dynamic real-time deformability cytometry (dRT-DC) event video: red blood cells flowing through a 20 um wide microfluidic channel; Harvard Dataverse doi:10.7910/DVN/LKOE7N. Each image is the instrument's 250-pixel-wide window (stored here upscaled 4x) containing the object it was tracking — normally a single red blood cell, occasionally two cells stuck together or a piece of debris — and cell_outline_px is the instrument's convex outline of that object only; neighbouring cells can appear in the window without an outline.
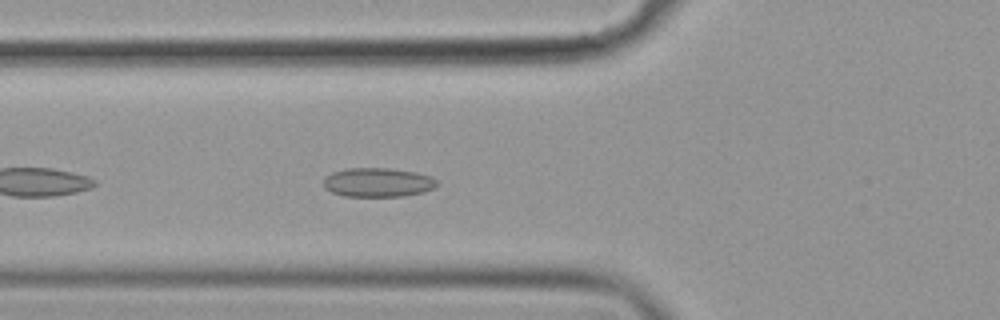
{"species": "common noctule bat (a hibernating species)", "species_latin": "Nyctalus noctula", "temperature_condition": "cold", "stored_images_in_passage": 41, "camera_frame_rate_fps": 3000, "um_per_image_px": 0.085, "animal": {"sex": "female", "body_mass_g": 19.9}, "frame": {"image": 1, "passage_image": 6, "time_ms": 1.667, "image_size_px": [1000, 320], "cell_outline_px": [[436, 184], [432, 188], [424, 192], [404, 196], [344, 196], [332, 192], [324, 188], [324, 176], [332, 172], [348, 168], [388, 168], [416, 172], [432, 176], [436, 180]], "centroid_in_image_um": [32.09, 15.5], "position_along_channel_um": 93.7, "area_um2": 19.25}}
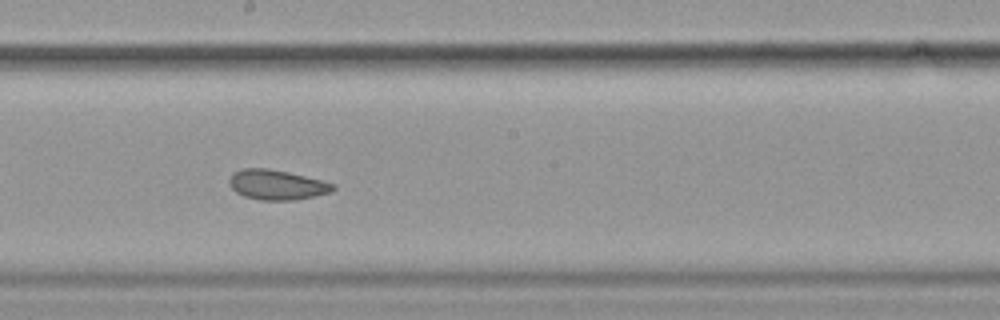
{"frame": {"image": 2, "passage_image": 17, "time_ms": 5.333, "image_size_px": [1000, 320], "cell_outline_px": [[336, 188], [332, 192], [292, 200], [260, 200], [244, 196], [236, 192], [232, 188], [228, 180], [232, 172], [244, 168], [268, 168], [288, 172], [336, 184]], "centroid_in_image_um": [23.51, 15.7], "position_along_channel_um": 224.7, "area_um2": 18.03}}
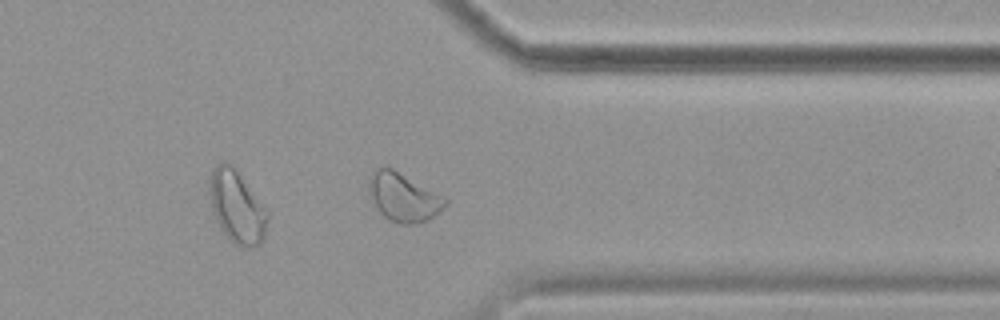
{"frame": {"image": 3, "passage_image": 30, "time_ms": 9.667, "image_size_px": [1000, 320], "cell_outline_px": [[448, 204], [444, 208], [428, 220], [412, 224], [400, 224], [388, 220], [380, 212], [368, 188], [368, 176], [376, 168], [392, 168], [448, 196]], "centroid_in_image_um": [34.36, 16.75], "position_along_channel_um": 377.0, "area_um2": 21.85}, "authors_computed_cell_mechanics": {"area_um2": 18.9584, "velocity_mm_per_s": 3.577, "shape_relaxation_time_tau1_ms": null, "shape_relaxation_time_tau2_ms": 2.0326, "deformation_change_tau1": null, "deformation_change_tau2": 0.0705}}